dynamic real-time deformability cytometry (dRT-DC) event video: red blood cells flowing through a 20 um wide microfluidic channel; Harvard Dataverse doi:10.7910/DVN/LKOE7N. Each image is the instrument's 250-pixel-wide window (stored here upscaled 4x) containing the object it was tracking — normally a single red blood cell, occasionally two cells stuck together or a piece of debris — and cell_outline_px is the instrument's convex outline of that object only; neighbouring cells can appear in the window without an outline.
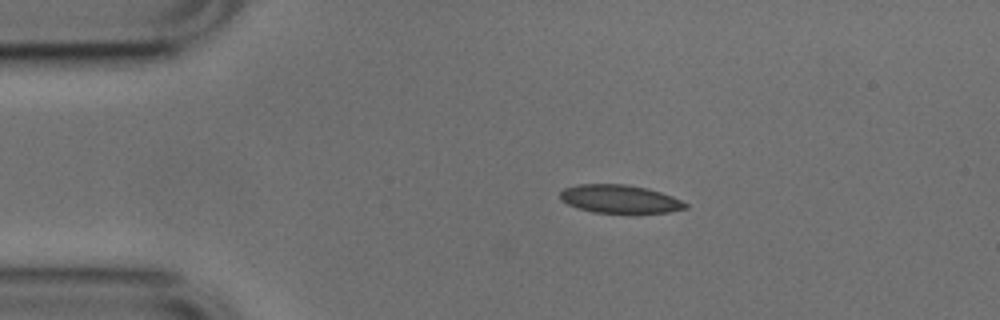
{"species": "common noctule bat (a hibernating species)", "species_latin": "Nyctalus noctula", "temperature_condition": "cold", "stored_images_in_passage": 4, "camera_frame_rate_fps": 3000, "um_per_image_px": 0.085, "animal": {"sex": "male", "body_mass_g": 17.9, "forearm_length_mm": 54.2}, "frame": {"image": 1, "passage_image": 2, "time_ms": 0.333, "image_size_px": [1000, 320], "cell_outline_px": [[688, 208], [668, 212], [592, 212], [576, 208], [560, 200], [560, 192], [564, 188], [580, 184], [624, 184], [648, 188], [672, 196], [688, 204]], "centroid_in_image_um": [52.65, 16.9], "position_along_channel_um": 32.3, "area_um2": 20.46}}
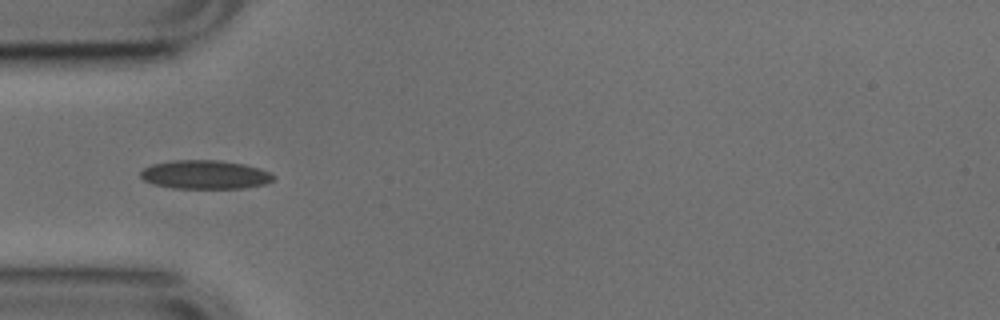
{"frame": {"image": 2, "passage_image": 3, "time_ms": 0.667, "image_size_px": [1000, 320], "cell_outline_px": [[276, 176], [272, 180], [264, 184], [244, 188], [172, 188], [152, 184], [144, 180], [140, 176], [140, 172], [144, 168], [152, 164], [176, 160], [220, 160], [244, 164], [260, 168]], "centroid_in_image_um": [17.42, 14.84], "position_along_channel_um": 67.6, "area_um2": 22.25}}